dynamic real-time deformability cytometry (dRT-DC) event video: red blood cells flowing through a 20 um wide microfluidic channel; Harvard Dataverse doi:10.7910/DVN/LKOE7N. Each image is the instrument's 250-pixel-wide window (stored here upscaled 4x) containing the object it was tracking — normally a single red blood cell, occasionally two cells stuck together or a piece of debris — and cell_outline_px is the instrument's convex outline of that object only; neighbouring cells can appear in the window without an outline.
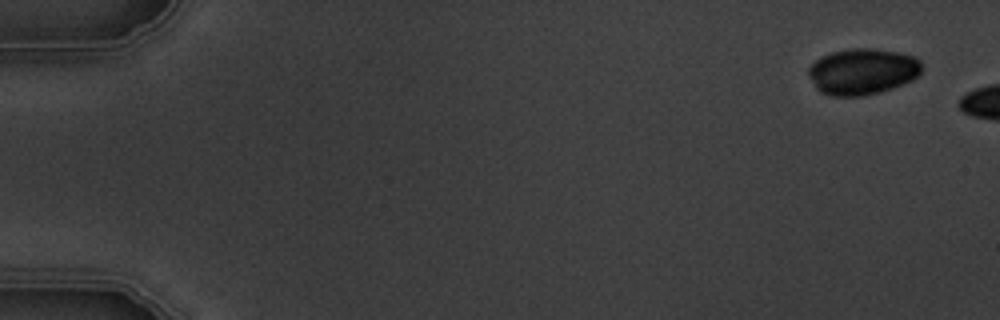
{"species": "common noctule bat (a hibernating species)", "species_latin": "Nyctalus noctula", "temperature_condition": "warm", "stored_images_in_passage": 3, "camera_frame_rate_fps": 3000, "um_per_image_px": 0.085, "animal": {"sex": "male", "body_mass_g": 19.5, "forearm_length_mm": 54.6}, "frame": {"image": 1, "passage_image": 1, "time_ms": 0.0, "image_size_px": [1000, 320], "cell_outline_px": [[920, 72], [912, 80], [892, 88], [880, 92], [864, 96], [832, 96], [820, 92], [816, 88], [808, 76], [808, 68], [820, 56], [832, 52], [852, 48], [868, 48], [896, 52], [912, 56], [920, 60]], "centroid_in_image_um": [73.26, 6.09], "position_along_channel_um": 11.7, "area_um2": 30.35}}